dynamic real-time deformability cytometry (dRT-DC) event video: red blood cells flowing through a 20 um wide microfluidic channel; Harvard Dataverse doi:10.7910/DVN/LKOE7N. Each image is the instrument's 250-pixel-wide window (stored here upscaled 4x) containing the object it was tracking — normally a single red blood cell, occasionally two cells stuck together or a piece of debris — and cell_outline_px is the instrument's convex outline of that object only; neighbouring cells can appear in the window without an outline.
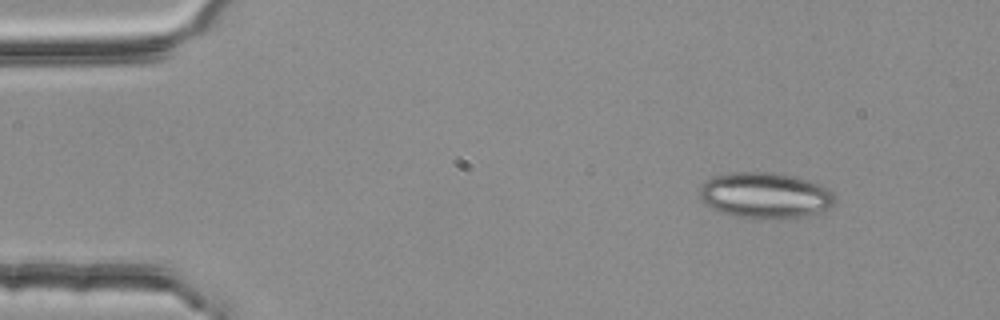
{"species": "common noctule bat (a hibernating species)", "species_latin": "Nyctalus noctula", "temperature_condition": "room temperature", "stored_images_in_passage": 3, "camera_frame_rate_fps": 3000, "um_per_image_px": 0.085, "animal": {"sex": "female", "body_mass_g": 25.1}, "frame": {"image": 1, "passage_image": 1, "time_ms": 0.0, "image_size_px": [1000, 320], "cell_outline_px": [[836, 200], [828, 208], [820, 212], [804, 216], [760, 220], [732, 216], [720, 212], [704, 204], [700, 200], [700, 188], [712, 176], [736, 172], [776, 172], [808, 180], [820, 184], [832, 192]], "centroid_in_image_um": [65.02, 16.62], "position_along_channel_um": 20.0, "area_um2": 36.41}}